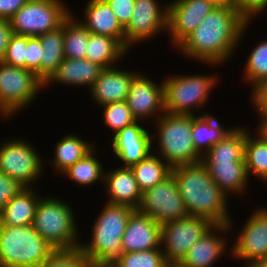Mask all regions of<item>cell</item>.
Listing matches in <instances>:
<instances>
[{
    "instance_id": "10",
    "label": "cell",
    "mask_w": 267,
    "mask_h": 267,
    "mask_svg": "<svg viewBox=\"0 0 267 267\" xmlns=\"http://www.w3.org/2000/svg\"><path fill=\"white\" fill-rule=\"evenodd\" d=\"M215 224L205 217L186 216L161 225V246L167 263H180L188 250Z\"/></svg>"
},
{
    "instance_id": "38",
    "label": "cell",
    "mask_w": 267,
    "mask_h": 267,
    "mask_svg": "<svg viewBox=\"0 0 267 267\" xmlns=\"http://www.w3.org/2000/svg\"><path fill=\"white\" fill-rule=\"evenodd\" d=\"M89 259L80 247L58 249L40 267H89Z\"/></svg>"
},
{
    "instance_id": "11",
    "label": "cell",
    "mask_w": 267,
    "mask_h": 267,
    "mask_svg": "<svg viewBox=\"0 0 267 267\" xmlns=\"http://www.w3.org/2000/svg\"><path fill=\"white\" fill-rule=\"evenodd\" d=\"M137 210L149 215L160 225L188 216L185 202L172 174L142 192Z\"/></svg>"
},
{
    "instance_id": "7",
    "label": "cell",
    "mask_w": 267,
    "mask_h": 267,
    "mask_svg": "<svg viewBox=\"0 0 267 267\" xmlns=\"http://www.w3.org/2000/svg\"><path fill=\"white\" fill-rule=\"evenodd\" d=\"M218 79L210 75L171 76L164 79V111L173 114H194L206 101Z\"/></svg>"
},
{
    "instance_id": "19",
    "label": "cell",
    "mask_w": 267,
    "mask_h": 267,
    "mask_svg": "<svg viewBox=\"0 0 267 267\" xmlns=\"http://www.w3.org/2000/svg\"><path fill=\"white\" fill-rule=\"evenodd\" d=\"M230 227H232L231 224H215L196 241L179 264L183 267H211L222 256L226 250L225 247H227L224 236L217 235L221 231L226 233L225 231H228Z\"/></svg>"
},
{
    "instance_id": "32",
    "label": "cell",
    "mask_w": 267,
    "mask_h": 267,
    "mask_svg": "<svg viewBox=\"0 0 267 267\" xmlns=\"http://www.w3.org/2000/svg\"><path fill=\"white\" fill-rule=\"evenodd\" d=\"M74 18L73 13L64 21V57L85 59L90 32Z\"/></svg>"
},
{
    "instance_id": "31",
    "label": "cell",
    "mask_w": 267,
    "mask_h": 267,
    "mask_svg": "<svg viewBox=\"0 0 267 267\" xmlns=\"http://www.w3.org/2000/svg\"><path fill=\"white\" fill-rule=\"evenodd\" d=\"M143 192L162 182L171 174V167L160 159L159 155L150 154L144 160L130 167Z\"/></svg>"
},
{
    "instance_id": "8",
    "label": "cell",
    "mask_w": 267,
    "mask_h": 267,
    "mask_svg": "<svg viewBox=\"0 0 267 267\" xmlns=\"http://www.w3.org/2000/svg\"><path fill=\"white\" fill-rule=\"evenodd\" d=\"M72 12L62 0H28L10 19L14 34L38 37L60 27Z\"/></svg>"
},
{
    "instance_id": "44",
    "label": "cell",
    "mask_w": 267,
    "mask_h": 267,
    "mask_svg": "<svg viewBox=\"0 0 267 267\" xmlns=\"http://www.w3.org/2000/svg\"><path fill=\"white\" fill-rule=\"evenodd\" d=\"M251 95L256 111L267 112V79L257 85Z\"/></svg>"
},
{
    "instance_id": "6",
    "label": "cell",
    "mask_w": 267,
    "mask_h": 267,
    "mask_svg": "<svg viewBox=\"0 0 267 267\" xmlns=\"http://www.w3.org/2000/svg\"><path fill=\"white\" fill-rule=\"evenodd\" d=\"M72 212L71 206L58 198L41 197L32 225L56 250L78 248L81 243L76 240L78 231Z\"/></svg>"
},
{
    "instance_id": "46",
    "label": "cell",
    "mask_w": 267,
    "mask_h": 267,
    "mask_svg": "<svg viewBox=\"0 0 267 267\" xmlns=\"http://www.w3.org/2000/svg\"><path fill=\"white\" fill-rule=\"evenodd\" d=\"M28 0H0V19L10 20Z\"/></svg>"
},
{
    "instance_id": "12",
    "label": "cell",
    "mask_w": 267,
    "mask_h": 267,
    "mask_svg": "<svg viewBox=\"0 0 267 267\" xmlns=\"http://www.w3.org/2000/svg\"><path fill=\"white\" fill-rule=\"evenodd\" d=\"M25 140H8L0 146V172L15 179L24 187L41 176V158L30 143Z\"/></svg>"
},
{
    "instance_id": "20",
    "label": "cell",
    "mask_w": 267,
    "mask_h": 267,
    "mask_svg": "<svg viewBox=\"0 0 267 267\" xmlns=\"http://www.w3.org/2000/svg\"><path fill=\"white\" fill-rule=\"evenodd\" d=\"M138 74L117 67L105 68L91 86V95L99 106L125 101L133 78Z\"/></svg>"
},
{
    "instance_id": "9",
    "label": "cell",
    "mask_w": 267,
    "mask_h": 267,
    "mask_svg": "<svg viewBox=\"0 0 267 267\" xmlns=\"http://www.w3.org/2000/svg\"><path fill=\"white\" fill-rule=\"evenodd\" d=\"M44 82L32 71L0 62V115L12 116L34 101Z\"/></svg>"
},
{
    "instance_id": "15",
    "label": "cell",
    "mask_w": 267,
    "mask_h": 267,
    "mask_svg": "<svg viewBox=\"0 0 267 267\" xmlns=\"http://www.w3.org/2000/svg\"><path fill=\"white\" fill-rule=\"evenodd\" d=\"M214 8L208 0H175L169 3L167 30L174 46L188 37Z\"/></svg>"
},
{
    "instance_id": "13",
    "label": "cell",
    "mask_w": 267,
    "mask_h": 267,
    "mask_svg": "<svg viewBox=\"0 0 267 267\" xmlns=\"http://www.w3.org/2000/svg\"><path fill=\"white\" fill-rule=\"evenodd\" d=\"M157 0H135L134 12L125 28V48L150 39L160 30L167 31L168 5L159 7Z\"/></svg>"
},
{
    "instance_id": "30",
    "label": "cell",
    "mask_w": 267,
    "mask_h": 267,
    "mask_svg": "<svg viewBox=\"0 0 267 267\" xmlns=\"http://www.w3.org/2000/svg\"><path fill=\"white\" fill-rule=\"evenodd\" d=\"M91 143L82 140L75 134H69L56 143L55 158L53 159L56 169L63 173L75 162L83 158L94 147Z\"/></svg>"
},
{
    "instance_id": "16",
    "label": "cell",
    "mask_w": 267,
    "mask_h": 267,
    "mask_svg": "<svg viewBox=\"0 0 267 267\" xmlns=\"http://www.w3.org/2000/svg\"><path fill=\"white\" fill-rule=\"evenodd\" d=\"M126 102L136 121L159 118L165 112L163 83L158 85L138 73L130 84Z\"/></svg>"
},
{
    "instance_id": "3",
    "label": "cell",
    "mask_w": 267,
    "mask_h": 267,
    "mask_svg": "<svg viewBox=\"0 0 267 267\" xmlns=\"http://www.w3.org/2000/svg\"><path fill=\"white\" fill-rule=\"evenodd\" d=\"M132 207L105 204L92 227V238L88 244H80L89 261H115L122 254V236Z\"/></svg>"
},
{
    "instance_id": "1",
    "label": "cell",
    "mask_w": 267,
    "mask_h": 267,
    "mask_svg": "<svg viewBox=\"0 0 267 267\" xmlns=\"http://www.w3.org/2000/svg\"><path fill=\"white\" fill-rule=\"evenodd\" d=\"M249 24L237 7H215L177 48L188 58L223 64L236 51Z\"/></svg>"
},
{
    "instance_id": "36",
    "label": "cell",
    "mask_w": 267,
    "mask_h": 267,
    "mask_svg": "<svg viewBox=\"0 0 267 267\" xmlns=\"http://www.w3.org/2000/svg\"><path fill=\"white\" fill-rule=\"evenodd\" d=\"M114 262L119 267H165L168 264L162 249L122 253Z\"/></svg>"
},
{
    "instance_id": "49",
    "label": "cell",
    "mask_w": 267,
    "mask_h": 267,
    "mask_svg": "<svg viewBox=\"0 0 267 267\" xmlns=\"http://www.w3.org/2000/svg\"><path fill=\"white\" fill-rule=\"evenodd\" d=\"M89 267H119L113 261H91Z\"/></svg>"
},
{
    "instance_id": "14",
    "label": "cell",
    "mask_w": 267,
    "mask_h": 267,
    "mask_svg": "<svg viewBox=\"0 0 267 267\" xmlns=\"http://www.w3.org/2000/svg\"><path fill=\"white\" fill-rule=\"evenodd\" d=\"M231 251L235 258L248 261L247 267L267 257V208H258L247 219Z\"/></svg>"
},
{
    "instance_id": "41",
    "label": "cell",
    "mask_w": 267,
    "mask_h": 267,
    "mask_svg": "<svg viewBox=\"0 0 267 267\" xmlns=\"http://www.w3.org/2000/svg\"><path fill=\"white\" fill-rule=\"evenodd\" d=\"M121 26L125 29L131 21L135 0H105Z\"/></svg>"
},
{
    "instance_id": "2",
    "label": "cell",
    "mask_w": 267,
    "mask_h": 267,
    "mask_svg": "<svg viewBox=\"0 0 267 267\" xmlns=\"http://www.w3.org/2000/svg\"><path fill=\"white\" fill-rule=\"evenodd\" d=\"M189 216L205 217L214 224H231L228 196L216 185L200 161L171 168Z\"/></svg>"
},
{
    "instance_id": "18",
    "label": "cell",
    "mask_w": 267,
    "mask_h": 267,
    "mask_svg": "<svg viewBox=\"0 0 267 267\" xmlns=\"http://www.w3.org/2000/svg\"><path fill=\"white\" fill-rule=\"evenodd\" d=\"M161 248V225L135 209L122 236V253Z\"/></svg>"
},
{
    "instance_id": "24",
    "label": "cell",
    "mask_w": 267,
    "mask_h": 267,
    "mask_svg": "<svg viewBox=\"0 0 267 267\" xmlns=\"http://www.w3.org/2000/svg\"><path fill=\"white\" fill-rule=\"evenodd\" d=\"M40 199L33 187L22 189L0 212V226L32 225Z\"/></svg>"
},
{
    "instance_id": "51",
    "label": "cell",
    "mask_w": 267,
    "mask_h": 267,
    "mask_svg": "<svg viewBox=\"0 0 267 267\" xmlns=\"http://www.w3.org/2000/svg\"><path fill=\"white\" fill-rule=\"evenodd\" d=\"M165 267H183L179 263H168Z\"/></svg>"
},
{
    "instance_id": "22",
    "label": "cell",
    "mask_w": 267,
    "mask_h": 267,
    "mask_svg": "<svg viewBox=\"0 0 267 267\" xmlns=\"http://www.w3.org/2000/svg\"><path fill=\"white\" fill-rule=\"evenodd\" d=\"M80 23L93 34L116 38L125 47V29L105 0H89Z\"/></svg>"
},
{
    "instance_id": "27",
    "label": "cell",
    "mask_w": 267,
    "mask_h": 267,
    "mask_svg": "<svg viewBox=\"0 0 267 267\" xmlns=\"http://www.w3.org/2000/svg\"><path fill=\"white\" fill-rule=\"evenodd\" d=\"M127 52L116 38L90 33L85 59L105 69L114 67Z\"/></svg>"
},
{
    "instance_id": "50",
    "label": "cell",
    "mask_w": 267,
    "mask_h": 267,
    "mask_svg": "<svg viewBox=\"0 0 267 267\" xmlns=\"http://www.w3.org/2000/svg\"><path fill=\"white\" fill-rule=\"evenodd\" d=\"M248 267H267V257L256 260Z\"/></svg>"
},
{
    "instance_id": "17",
    "label": "cell",
    "mask_w": 267,
    "mask_h": 267,
    "mask_svg": "<svg viewBox=\"0 0 267 267\" xmlns=\"http://www.w3.org/2000/svg\"><path fill=\"white\" fill-rule=\"evenodd\" d=\"M140 122L136 121L113 135L112 149L124 162L122 167H131L152 153V137Z\"/></svg>"
},
{
    "instance_id": "25",
    "label": "cell",
    "mask_w": 267,
    "mask_h": 267,
    "mask_svg": "<svg viewBox=\"0 0 267 267\" xmlns=\"http://www.w3.org/2000/svg\"><path fill=\"white\" fill-rule=\"evenodd\" d=\"M216 185L226 194H238L248 187L245 162H202ZM247 183V184H246ZM234 192V193H233Z\"/></svg>"
},
{
    "instance_id": "33",
    "label": "cell",
    "mask_w": 267,
    "mask_h": 267,
    "mask_svg": "<svg viewBox=\"0 0 267 267\" xmlns=\"http://www.w3.org/2000/svg\"><path fill=\"white\" fill-rule=\"evenodd\" d=\"M251 136L246 129V142L244 146V161L248 176L254 173L267 183V143L260 137Z\"/></svg>"
},
{
    "instance_id": "48",
    "label": "cell",
    "mask_w": 267,
    "mask_h": 267,
    "mask_svg": "<svg viewBox=\"0 0 267 267\" xmlns=\"http://www.w3.org/2000/svg\"><path fill=\"white\" fill-rule=\"evenodd\" d=\"M217 8L237 7L236 0H208Z\"/></svg>"
},
{
    "instance_id": "4",
    "label": "cell",
    "mask_w": 267,
    "mask_h": 267,
    "mask_svg": "<svg viewBox=\"0 0 267 267\" xmlns=\"http://www.w3.org/2000/svg\"><path fill=\"white\" fill-rule=\"evenodd\" d=\"M55 250L33 225L0 226V267H40Z\"/></svg>"
},
{
    "instance_id": "42",
    "label": "cell",
    "mask_w": 267,
    "mask_h": 267,
    "mask_svg": "<svg viewBox=\"0 0 267 267\" xmlns=\"http://www.w3.org/2000/svg\"><path fill=\"white\" fill-rule=\"evenodd\" d=\"M24 188L18 181L0 172V212Z\"/></svg>"
},
{
    "instance_id": "23",
    "label": "cell",
    "mask_w": 267,
    "mask_h": 267,
    "mask_svg": "<svg viewBox=\"0 0 267 267\" xmlns=\"http://www.w3.org/2000/svg\"><path fill=\"white\" fill-rule=\"evenodd\" d=\"M103 68L86 59L64 58L52 75L44 82V87L50 82H61L64 85L91 86L99 77Z\"/></svg>"
},
{
    "instance_id": "5",
    "label": "cell",
    "mask_w": 267,
    "mask_h": 267,
    "mask_svg": "<svg viewBox=\"0 0 267 267\" xmlns=\"http://www.w3.org/2000/svg\"><path fill=\"white\" fill-rule=\"evenodd\" d=\"M156 120L159 155L165 163L173 168L201 161L202 156L196 151L191 136L193 114L164 112Z\"/></svg>"
},
{
    "instance_id": "43",
    "label": "cell",
    "mask_w": 267,
    "mask_h": 267,
    "mask_svg": "<svg viewBox=\"0 0 267 267\" xmlns=\"http://www.w3.org/2000/svg\"><path fill=\"white\" fill-rule=\"evenodd\" d=\"M237 9L248 20L267 8V0H236Z\"/></svg>"
},
{
    "instance_id": "40",
    "label": "cell",
    "mask_w": 267,
    "mask_h": 267,
    "mask_svg": "<svg viewBox=\"0 0 267 267\" xmlns=\"http://www.w3.org/2000/svg\"><path fill=\"white\" fill-rule=\"evenodd\" d=\"M42 45L38 37H27L26 69L40 78Z\"/></svg>"
},
{
    "instance_id": "29",
    "label": "cell",
    "mask_w": 267,
    "mask_h": 267,
    "mask_svg": "<svg viewBox=\"0 0 267 267\" xmlns=\"http://www.w3.org/2000/svg\"><path fill=\"white\" fill-rule=\"evenodd\" d=\"M231 130L232 128L224 129L212 115L201 114L196 116L193 114L191 136L194 147L201 156L219 140H222Z\"/></svg>"
},
{
    "instance_id": "21",
    "label": "cell",
    "mask_w": 267,
    "mask_h": 267,
    "mask_svg": "<svg viewBox=\"0 0 267 267\" xmlns=\"http://www.w3.org/2000/svg\"><path fill=\"white\" fill-rule=\"evenodd\" d=\"M104 184L110 198L106 203L126 205L137 209L142 191L130 167H120L104 173Z\"/></svg>"
},
{
    "instance_id": "34",
    "label": "cell",
    "mask_w": 267,
    "mask_h": 267,
    "mask_svg": "<svg viewBox=\"0 0 267 267\" xmlns=\"http://www.w3.org/2000/svg\"><path fill=\"white\" fill-rule=\"evenodd\" d=\"M94 148L83 158L75 162L62 174L75 181L78 185L87 186L104 180V168L94 156Z\"/></svg>"
},
{
    "instance_id": "47",
    "label": "cell",
    "mask_w": 267,
    "mask_h": 267,
    "mask_svg": "<svg viewBox=\"0 0 267 267\" xmlns=\"http://www.w3.org/2000/svg\"><path fill=\"white\" fill-rule=\"evenodd\" d=\"M259 117L261 118L260 121H262L260 126L258 127V133L257 136L260 137L264 142L267 143V112H258Z\"/></svg>"
},
{
    "instance_id": "45",
    "label": "cell",
    "mask_w": 267,
    "mask_h": 267,
    "mask_svg": "<svg viewBox=\"0 0 267 267\" xmlns=\"http://www.w3.org/2000/svg\"><path fill=\"white\" fill-rule=\"evenodd\" d=\"M13 34L10 20L0 19V62L4 59L10 38Z\"/></svg>"
},
{
    "instance_id": "28",
    "label": "cell",
    "mask_w": 267,
    "mask_h": 267,
    "mask_svg": "<svg viewBox=\"0 0 267 267\" xmlns=\"http://www.w3.org/2000/svg\"><path fill=\"white\" fill-rule=\"evenodd\" d=\"M42 45L40 79L45 82L63 61L64 57V22L45 34L39 35Z\"/></svg>"
},
{
    "instance_id": "35",
    "label": "cell",
    "mask_w": 267,
    "mask_h": 267,
    "mask_svg": "<svg viewBox=\"0 0 267 267\" xmlns=\"http://www.w3.org/2000/svg\"><path fill=\"white\" fill-rule=\"evenodd\" d=\"M258 44L250 53L244 72L253 89L267 79V40Z\"/></svg>"
},
{
    "instance_id": "37",
    "label": "cell",
    "mask_w": 267,
    "mask_h": 267,
    "mask_svg": "<svg viewBox=\"0 0 267 267\" xmlns=\"http://www.w3.org/2000/svg\"><path fill=\"white\" fill-rule=\"evenodd\" d=\"M102 107L104 108V124L112 129L113 135L136 122L126 100L108 103Z\"/></svg>"
},
{
    "instance_id": "39",
    "label": "cell",
    "mask_w": 267,
    "mask_h": 267,
    "mask_svg": "<svg viewBox=\"0 0 267 267\" xmlns=\"http://www.w3.org/2000/svg\"><path fill=\"white\" fill-rule=\"evenodd\" d=\"M27 36L13 34L10 38L3 63L26 69Z\"/></svg>"
},
{
    "instance_id": "26",
    "label": "cell",
    "mask_w": 267,
    "mask_h": 267,
    "mask_svg": "<svg viewBox=\"0 0 267 267\" xmlns=\"http://www.w3.org/2000/svg\"><path fill=\"white\" fill-rule=\"evenodd\" d=\"M245 142L246 128L233 127L222 140L203 154L201 162H245Z\"/></svg>"
}]
</instances>
